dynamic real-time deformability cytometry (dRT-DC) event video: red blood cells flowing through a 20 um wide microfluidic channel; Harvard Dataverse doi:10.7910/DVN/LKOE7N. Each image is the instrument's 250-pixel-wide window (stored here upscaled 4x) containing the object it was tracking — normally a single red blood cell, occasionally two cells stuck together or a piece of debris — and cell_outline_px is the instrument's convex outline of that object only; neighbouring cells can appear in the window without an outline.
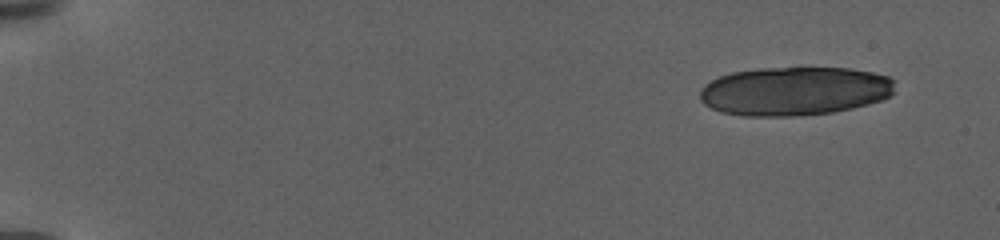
{"species": "human", "species_latin": "Homo sapiens", "temperature_condition": "warm", "stored_images_in_passage": 11, "segment_of_instrument_passage": [1, 2], "camera_frame_rate_fps": 3000, "um_per_image_px": 0.085, "donor": {"sex": "female"}, "frame": {"image": 1, "passage_image": 1, "time_ms": 0.0, "image_size_px": [1000, 240], "cell_outline_px": [[896, 92], [892, 96], [868, 104], [852, 108], [832, 112], [792, 116], [744, 116], [720, 112], [704, 104], [700, 100], [700, 92], [704, 84], [720, 76], [732, 72], [760, 68], [848, 68], [872, 72], [888, 76], [892, 80]], "centroid_in_image_um": [67.54, 7.74], "position_along_channel_um": 17.5, "area_um2": 55.55}}
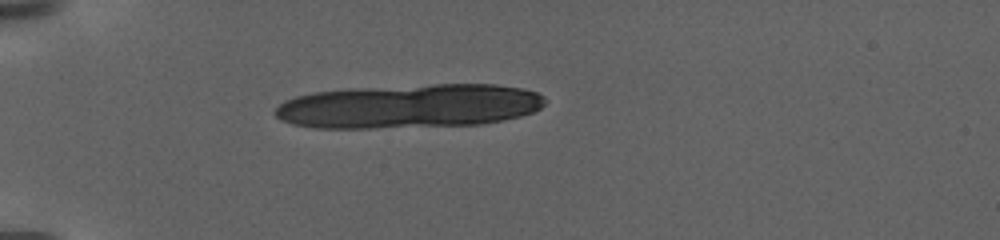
{"frame": {"image": 2, "passage_image": 7, "time_ms": 5.333, "image_size_px": [1000, 240], "cell_outline_px": [[548, 100], [540, 108], [532, 112], [520, 116], [504, 120], [480, 124], [372, 128], [316, 128], [292, 124], [280, 120], [272, 112], [284, 100], [296, 96], [316, 92], [352, 88], [436, 84], [496, 84], [520, 88], [536, 92], [544, 96]], "centroid_in_image_um": [34.78, 9.02], "position_along_channel_um": 50.2, "area_um2": 69.42}}